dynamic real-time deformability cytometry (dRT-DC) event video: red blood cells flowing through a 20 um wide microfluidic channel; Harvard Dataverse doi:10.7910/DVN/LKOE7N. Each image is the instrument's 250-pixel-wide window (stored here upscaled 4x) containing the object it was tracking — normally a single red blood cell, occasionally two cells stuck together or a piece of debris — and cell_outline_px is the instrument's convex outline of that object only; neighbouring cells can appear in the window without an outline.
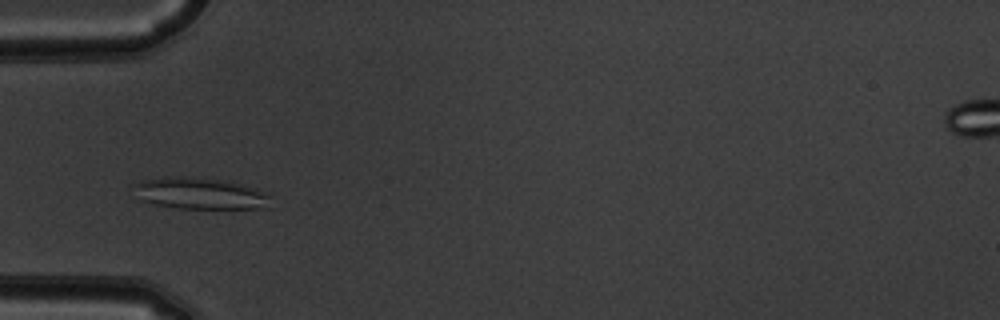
{"species": "common noctule bat (a hibernating species)", "species_latin": "Nyctalus noctula", "temperature_condition": "warm", "stored_images_in_passage": 45, "camera_frame_rate_fps": 3000, "um_per_image_px": 0.085, "animal": {"sex": "male", "body_mass_g": 19.5, "forearm_length_mm": 54.6}, "frame": {"image": 1, "passage_image": 9, "time_ms": 2.667, "image_size_px": [1000, 320], "cell_outline_px": [[272, 208], [176, 208], [152, 204], [140, 200], [132, 184], [140, 180], [164, 176], [188, 176], [228, 180], [244, 184], [268, 192], [272, 196]], "centroid_in_image_um": [17.06, 16.43], "position_along_channel_um": 67.9, "area_um2": 26.01}}
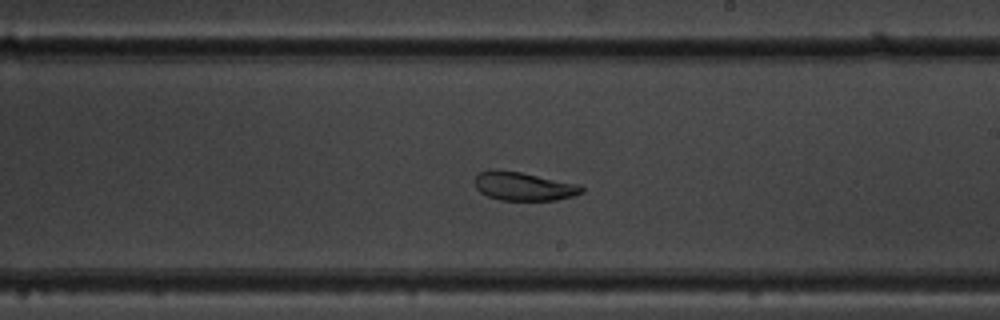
{"frame": {"image": 2, "passage_image": 23, "time_ms": 7.333, "image_size_px": [1000, 320], "cell_outline_px": [[584, 192], [572, 196], [556, 200], [500, 200], [488, 196], [480, 192], [476, 188], [476, 176], [480, 172], [488, 168], [496, 168], [520, 172], [580, 184], [584, 188]], "centroid_in_image_um": [44.5, 15.82], "position_along_channel_um": 244.5, "area_um2": 17.92}}
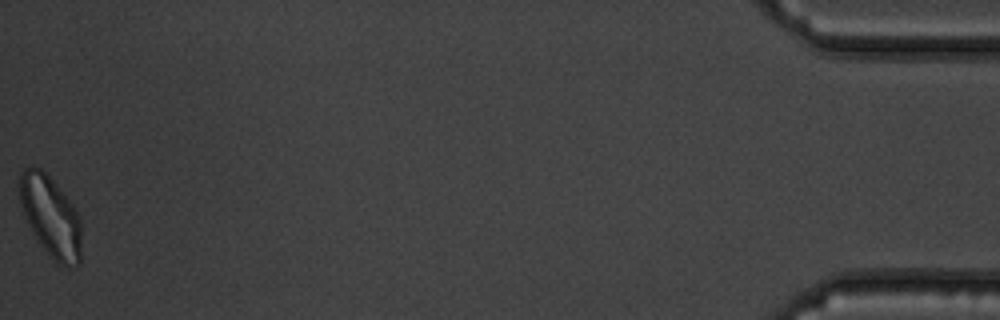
{"frame": {"image": 3, "passage_image": 45, "time_ms": 14.667, "image_size_px": [1000, 320], "cell_outline_px": [[80, 264], [76, 268], [68, 268], [60, 264], [40, 244], [28, 224], [24, 216], [20, 200], [20, 172], [24, 168], [32, 164], [40, 168], [56, 184], [72, 204], [80, 216]], "centroid_in_image_um": [4.31, 18.39], "position_along_channel_um": 430.9, "area_um2": 28.9}}